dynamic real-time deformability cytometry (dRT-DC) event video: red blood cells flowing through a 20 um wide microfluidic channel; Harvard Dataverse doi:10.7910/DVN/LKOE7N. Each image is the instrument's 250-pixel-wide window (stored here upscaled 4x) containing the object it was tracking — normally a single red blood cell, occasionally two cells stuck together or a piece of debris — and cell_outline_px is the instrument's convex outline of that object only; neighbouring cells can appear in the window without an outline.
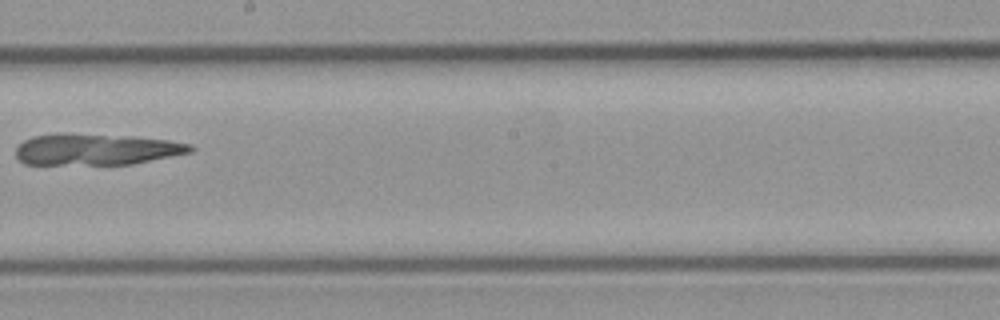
{"species": "common noctule bat (a hibernating species)", "species_latin": "Nyctalus noctula", "temperature_condition": "cold", "stored_images_in_passage": 9, "camera_frame_rate_fps": 3000, "um_per_image_px": 0.085, "animal": {"sex": "male", "body_mass_g": 23.1, "forearm_length_mm": 52.7}, "frame": {"image": 1, "passage_image": 8, "time_ms": 9.0, "image_size_px": [1000, 320], "cell_outline_px": [[196, 148], [192, 152], [132, 164], [24, 164], [16, 156], [16, 148], [24, 140], [32, 136], [132, 136], [168, 140], [192, 144]], "centroid_in_image_um": [8.27, 12.74], "position_along_channel_um": 239.9, "area_um2": 30.75}}